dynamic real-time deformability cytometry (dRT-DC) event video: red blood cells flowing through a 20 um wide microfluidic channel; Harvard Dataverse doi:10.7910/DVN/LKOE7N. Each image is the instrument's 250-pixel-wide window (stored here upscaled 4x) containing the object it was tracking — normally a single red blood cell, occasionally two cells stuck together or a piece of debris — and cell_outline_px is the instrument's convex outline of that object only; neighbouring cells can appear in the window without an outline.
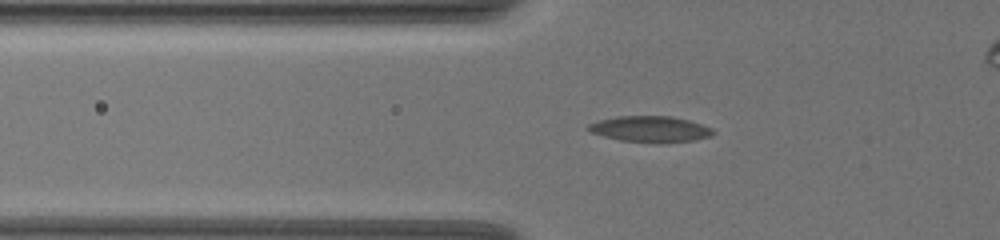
{"species": "common noctule bat (a hibernating species)", "species_latin": "Nyctalus noctula", "temperature_condition": "warm", "stored_images_in_passage": 48, "camera_frame_rate_fps": 3000, "um_per_image_px": 0.085, "animal": {"sex": "female", "body_mass_g": 19.5, "forearm_length_mm": 54.1}, "frame": {"image": 1, "passage_image": 11, "time_ms": 3.333, "image_size_px": [1000, 240], "cell_outline_px": [[716, 132], [712, 136], [692, 140], [664, 144], [656, 144], [620, 140], [604, 136], [592, 132], [588, 128], [588, 124], [600, 120], [616, 116], [672, 116], [688, 120], [712, 128]], "centroid_in_image_um": [55.31, 10.99], "position_along_channel_um": 70.5, "area_um2": 19.07}}
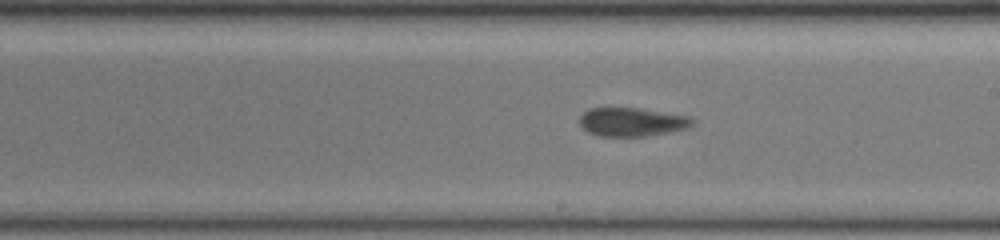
{"frame": {"image": 2, "passage_image": 25, "time_ms": 8.0, "image_size_px": [1000, 240], "cell_outline_px": [[692, 124], [684, 128], [668, 132], [648, 136], [600, 136], [588, 132], [580, 124], [580, 116], [584, 112], [592, 108], [636, 108], [688, 116], [692, 120]], "centroid_in_image_um": [53.66, 10.37], "position_along_channel_um": 235.3, "area_um2": 18.38}}
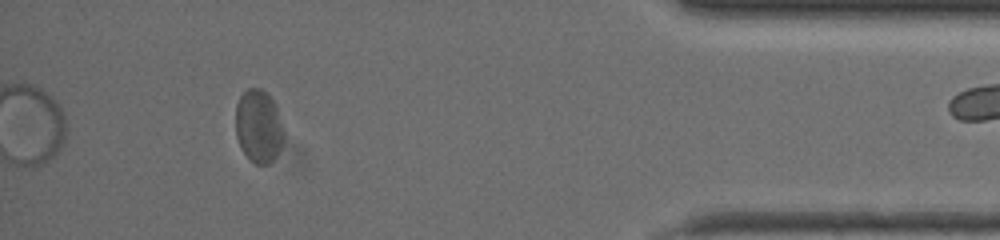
{"frame": {"image": 3, "passage_image": 43, "time_ms": 14.0, "image_size_px": [1000, 240], "cell_outline_px": [[284, 132], [276, 156], [268, 164], [256, 164], [240, 148], [236, 136], [236, 104], [240, 96], [248, 88], [260, 88], [276, 104]], "centroid_in_image_um": [21.96, 10.71], "position_along_channel_um": 413.2, "area_um2": 20.17}, "authors_computed_cell_mechanics": {"area_um2": 19.074, "velocity_mm_per_s": 3.6381, "shape_relaxation_time_tau1_ms": 7.3698, "shape_relaxation_time_tau2_ms": 1.437, "deformation_change_tau1": 0.1598, "deformation_change_tau2": 0.0733}}